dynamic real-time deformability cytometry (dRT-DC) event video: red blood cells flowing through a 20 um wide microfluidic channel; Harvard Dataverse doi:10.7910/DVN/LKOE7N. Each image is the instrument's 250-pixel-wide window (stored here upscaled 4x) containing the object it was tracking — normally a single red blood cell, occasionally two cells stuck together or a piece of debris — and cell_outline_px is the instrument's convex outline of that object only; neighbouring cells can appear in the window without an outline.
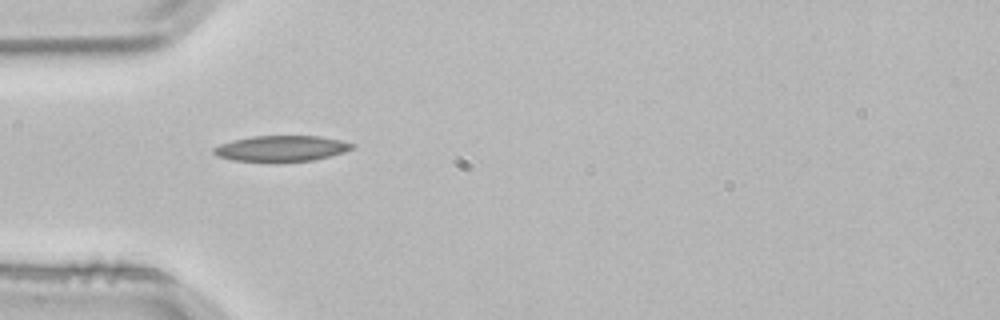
{"species": "common noctule bat (a hibernating species)", "species_latin": "Nyctalus noctula", "temperature_condition": "room temperature", "stored_images_in_passage": 3, "camera_frame_rate_fps": 3000, "um_per_image_px": 0.085, "animal": {"sex": "male", "body_mass_g": 21.5, "forearm_length_mm": 52.0}, "frame": {"image": 1, "passage_image": 3, "time_ms": 0.667, "image_size_px": [1000, 320], "cell_outline_px": [[356, 144], [352, 148], [344, 152], [312, 160], [232, 160], [216, 156], [212, 152], [212, 148], [220, 144], [232, 140], [252, 136], [320, 136], [340, 140]], "centroid_in_image_um": [23.89, 12.59], "position_along_channel_um": 61.1, "area_um2": 20.29}}